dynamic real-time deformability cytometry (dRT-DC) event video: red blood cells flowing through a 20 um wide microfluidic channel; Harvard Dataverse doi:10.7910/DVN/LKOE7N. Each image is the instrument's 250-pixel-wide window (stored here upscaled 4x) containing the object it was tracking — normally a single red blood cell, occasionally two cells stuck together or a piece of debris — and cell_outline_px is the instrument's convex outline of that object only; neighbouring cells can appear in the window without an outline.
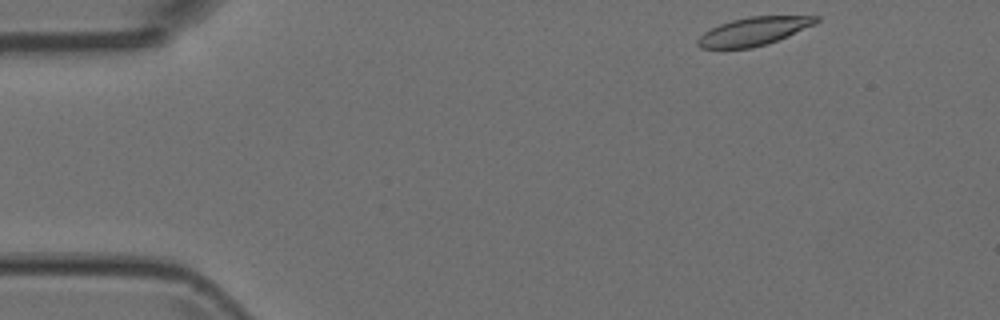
{"species": "Egyptian fruit bat (a non-hibernating species)", "species_latin": "Rousettus aegyptiacus", "temperature_condition": "room temperature", "stored_images_in_passage": 46, "camera_frame_rate_fps": 3000, "um_per_image_px": 0.085, "animal": {"sex": "female"}, "frame": {"image": 1, "passage_image": 1, "time_ms": 0.0, "image_size_px": [1000, 320], "cell_outline_px": [[820, 20], [816, 24], [788, 36], [752, 48], [700, 48], [696, 44], [696, 40], [704, 32], [720, 24], [732, 20], [748, 16], [820, 16]], "centroid_in_image_um": [64.07, 2.65], "position_along_channel_um": 20.9, "area_um2": 19.36}}
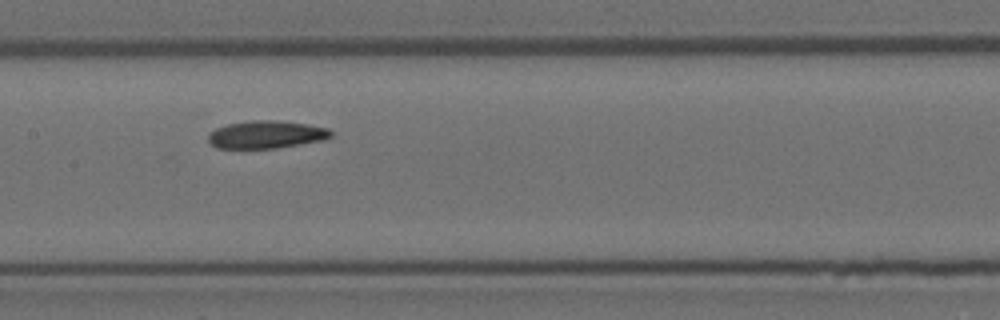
{"frame": {"image": 2, "passage_image": 20, "time_ms": 6.333, "image_size_px": [1000, 320], "cell_outline_px": [[332, 136], [324, 140], [276, 148], [216, 148], [208, 140], [208, 132], [216, 128], [228, 124], [252, 120], [276, 120], [308, 124], [328, 128], [332, 132]], "centroid_in_image_um": [22.63, 11.43], "position_along_channel_um": 184.8, "area_um2": 19.83}}
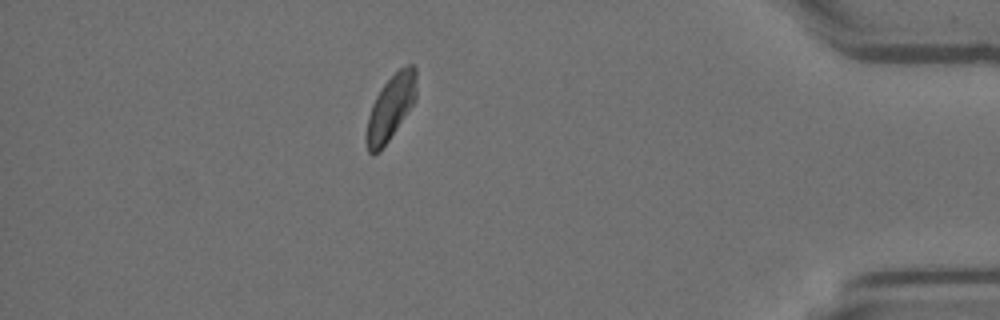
{"frame": {"image": 3, "passage_image": 40, "time_ms": 13.0, "image_size_px": [1000, 320], "cell_outline_px": [[416, 100], [380, 152], [372, 156], [368, 152], [364, 140], [364, 136], [368, 116], [372, 104], [376, 96], [384, 84], [400, 68], [408, 64], [412, 64], [416, 68]], "centroid_in_image_um": [33.18, 9.19], "position_along_channel_um": 402.0, "area_um2": 19.07}}